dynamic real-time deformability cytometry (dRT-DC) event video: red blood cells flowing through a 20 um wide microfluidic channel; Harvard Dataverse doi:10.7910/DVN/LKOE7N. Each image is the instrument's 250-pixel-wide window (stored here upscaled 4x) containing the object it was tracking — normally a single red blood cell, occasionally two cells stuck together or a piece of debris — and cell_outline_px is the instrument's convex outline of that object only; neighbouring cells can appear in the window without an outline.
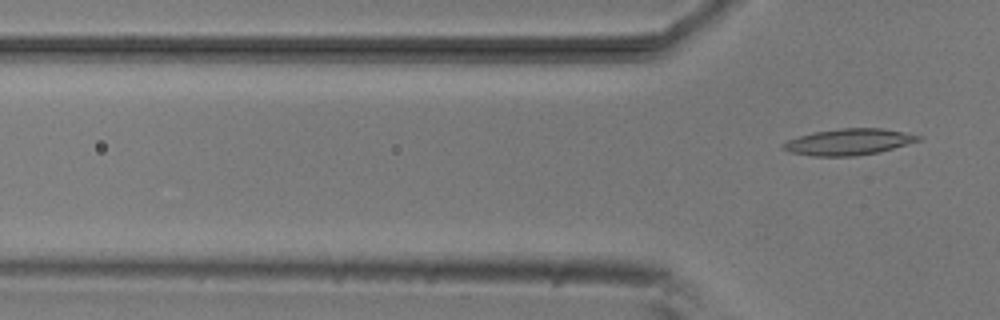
{"species": "common noctule bat (a hibernating species)", "species_latin": "Nyctalus noctula", "temperature_condition": "room temperature", "stored_images_in_passage": 6, "camera_frame_rate_fps": 3000, "um_per_image_px": 0.085, "animal": {"sex": "male", "body_mass_g": 20.5, "forearm_length_mm": 52.5}, "frame": {"image": 1, "passage_image": 6, "time_ms": 1.667, "image_size_px": [1000, 320], "cell_outline_px": [[920, 140], [880, 152], [856, 156], [812, 156], [788, 152], [780, 148], [780, 144], [788, 140], [812, 132], [840, 128], [880, 128], [920, 136]], "centroid_in_image_um": [72.04, 12.07], "position_along_channel_um": 53.8, "area_um2": 20.63}}